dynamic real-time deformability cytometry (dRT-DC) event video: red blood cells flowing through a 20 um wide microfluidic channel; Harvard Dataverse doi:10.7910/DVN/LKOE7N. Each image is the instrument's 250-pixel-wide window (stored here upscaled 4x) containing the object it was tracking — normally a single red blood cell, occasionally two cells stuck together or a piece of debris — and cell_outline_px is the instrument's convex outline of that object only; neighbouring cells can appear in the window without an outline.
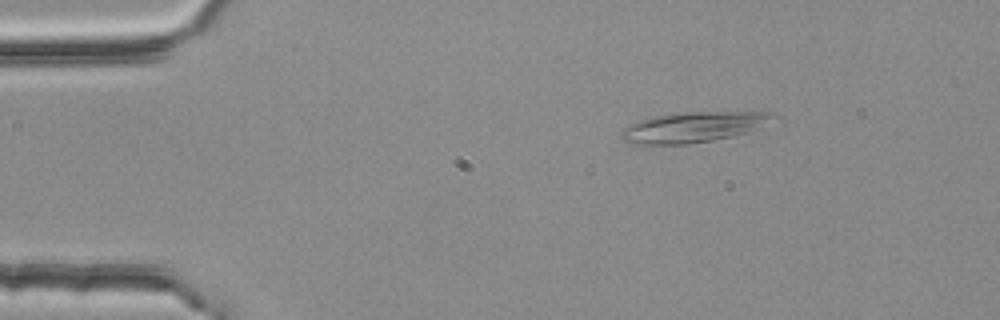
{"species": "common noctule bat (a hibernating species)", "species_latin": "Nyctalus noctula", "temperature_condition": "room temperature", "stored_images_in_passage": 47, "camera_frame_rate_fps": 3000, "um_per_image_px": 0.085, "animal": {"sex": "female", "body_mass_g": 25.1}, "frame": {"image": 1, "passage_image": 1, "time_ms": 0.0, "image_size_px": [1000, 320], "cell_outline_px": [[784, 116], [748, 132], [732, 136], [712, 140], [688, 144], [640, 144], [620, 140], [620, 132], [628, 124], [652, 116], [684, 112], [776, 112]], "centroid_in_image_um": [58.99, 10.79], "position_along_channel_um": 26.0, "area_um2": 27.17}}
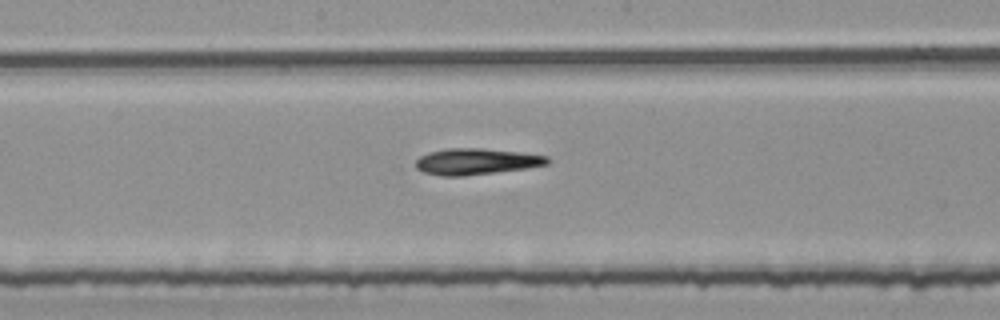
{"frame": {"image": 2, "passage_image": 21, "time_ms": 6.667, "image_size_px": [1000, 320], "cell_outline_px": [[548, 164], [524, 168], [464, 176], [440, 176], [424, 172], [416, 168], [416, 160], [420, 156], [428, 152], [448, 148], [480, 148], [520, 152], [548, 156]], "centroid_in_image_um": [40.43, 13.72], "position_along_channel_um": 207.8, "area_um2": 19.94}}
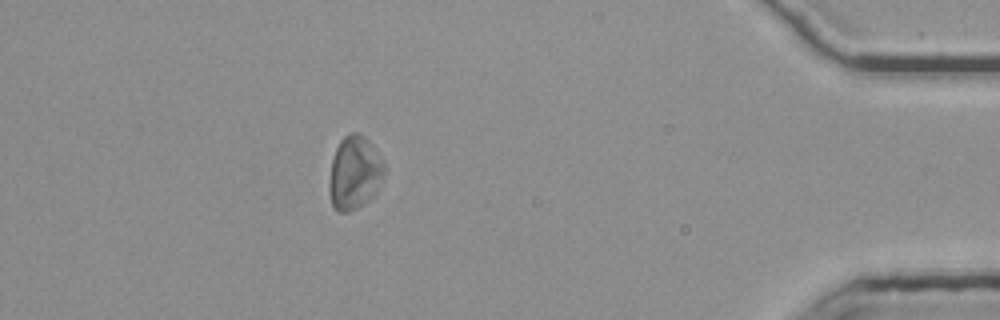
{"frame": {"image": 3, "passage_image": 41, "time_ms": 13.333, "image_size_px": [1000, 320], "cell_outline_px": [[384, 172], [376, 192], [364, 204], [348, 212], [336, 212], [332, 204], [328, 192], [328, 184], [332, 160], [336, 148], [340, 140], [348, 132], [356, 132], [364, 136], [372, 144], [384, 164]], "centroid_in_image_um": [30.1, 14.69], "position_along_channel_um": 405.1, "area_um2": 23.58}, "authors_computed_cell_mechanics": {"area_um2": 20.808, "velocity_mm_per_s": 3.7603, "shape_relaxation_time_tau1_ms": 4.2028, "shape_relaxation_time_tau2_ms": null, "deformation_change_tau1": 0.1191, "deformation_change_tau2": null}}